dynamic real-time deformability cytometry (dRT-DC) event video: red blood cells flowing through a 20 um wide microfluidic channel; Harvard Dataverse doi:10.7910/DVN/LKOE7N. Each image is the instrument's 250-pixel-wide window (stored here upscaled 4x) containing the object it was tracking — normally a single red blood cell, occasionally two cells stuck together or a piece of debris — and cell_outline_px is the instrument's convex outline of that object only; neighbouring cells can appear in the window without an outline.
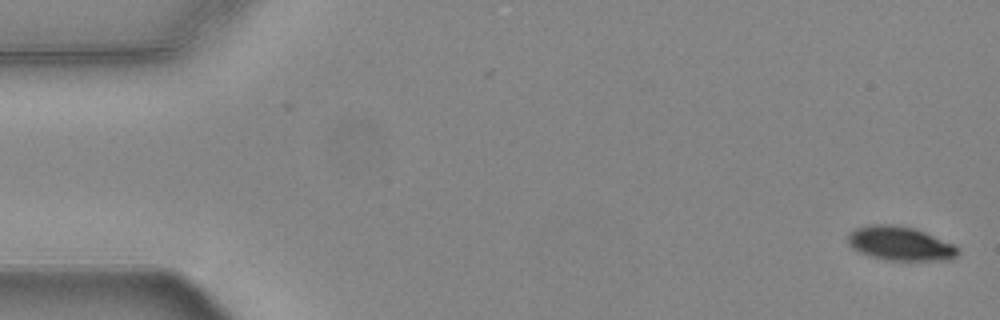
{"species": "common noctule bat (a hibernating species)", "species_latin": "Nyctalus noctula", "temperature_condition": "warm", "stored_images_in_passage": 55, "camera_frame_rate_fps": 3000, "um_per_image_px": 0.085, "animal": {"sex": "female", "body_mass_g": 24.6, "forearm_length_mm": 56.2}, "frame": {"image": 1, "passage_image": 1, "time_ms": 0.0, "image_size_px": [1000, 320], "cell_outline_px": [[960, 252], [952, 260], [888, 260], [868, 256], [852, 248], [848, 244], [848, 236], [856, 228], [872, 224], [892, 224], [912, 228], [924, 232], [952, 244], [960, 248]], "centroid_in_image_um": [76.52, 20.71], "position_along_channel_um": 8.5, "area_um2": 21.68}}
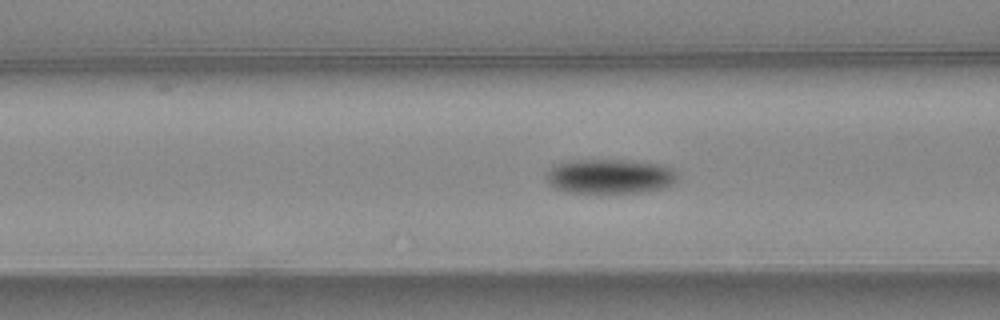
{"frame": {"image": 2, "passage_image": 21, "time_ms": 6.667, "image_size_px": [1000, 320], "cell_outline_px": [[680, 176], [672, 184], [664, 188], [640, 192], [596, 196], [564, 192], [556, 188], [548, 180], [548, 172], [556, 164], [568, 160], [624, 160], [664, 164], [672, 168]], "centroid_in_image_um": [51.87, 15.03], "position_along_channel_um": 114.7, "area_um2": 27.4}}
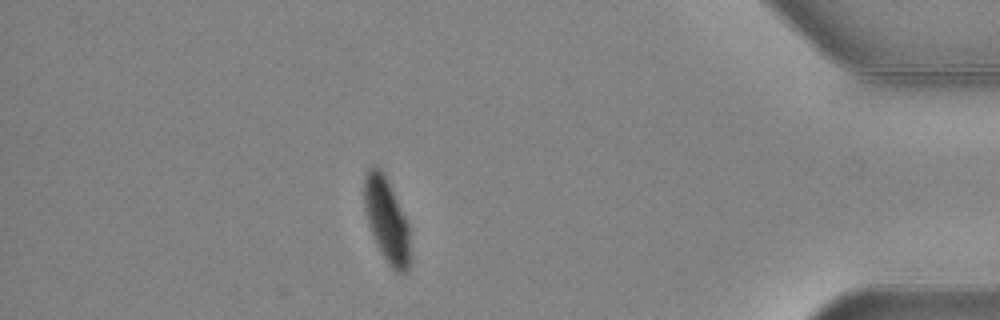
{"frame": {"image": 3, "passage_image": 48, "time_ms": 15.667, "image_size_px": [1000, 320], "cell_outline_px": [[412, 256], [408, 272], [396, 272], [388, 264], [380, 252], [368, 224], [364, 208], [364, 176], [368, 168], [372, 164], [376, 164], [380, 168], [408, 224]], "centroid_in_image_um": [32.87, 18.76], "position_along_channel_um": 402.3, "area_um2": 22.6}, "authors_computed_cell_mechanics": {"area_um2": 24.7384, "velocity_mm_per_s": 3.704, "shape_relaxation_time_tau1_ms": 2.2442, "shape_relaxation_time_tau2_ms": 11.1951, "deformation_change_tau1": 0.1214, "deformation_change_tau2": 0.066}}